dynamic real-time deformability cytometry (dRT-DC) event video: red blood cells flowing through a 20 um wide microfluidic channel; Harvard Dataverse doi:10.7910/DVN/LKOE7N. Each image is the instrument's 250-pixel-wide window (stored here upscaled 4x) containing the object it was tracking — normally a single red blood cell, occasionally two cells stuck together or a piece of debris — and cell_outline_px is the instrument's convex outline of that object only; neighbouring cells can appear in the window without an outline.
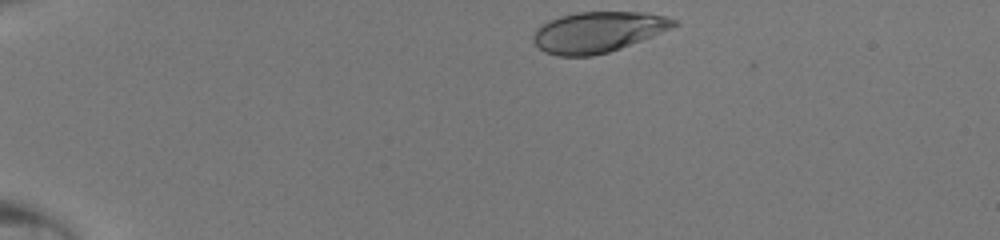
{"species": "human", "species_latin": "Homo sapiens", "temperature_condition": "room temperature", "stored_images_in_passage": 35, "camera_frame_rate_fps": 3000, "um_per_image_px": 0.085, "donor": {"sex": "male"}, "frame": {"image": 1, "passage_image": 1, "time_ms": 0.0, "image_size_px": [1000, 240], "cell_outline_px": [[680, 24], [672, 28], [620, 48], [608, 52], [592, 56], [556, 56], [544, 52], [532, 40], [532, 36], [536, 28], [548, 20], [560, 16], [576, 12], [648, 12], [668, 16], [680, 20]], "centroid_in_image_um": [50.84, 2.71], "position_along_channel_um": 34.2, "area_um2": 33.58}}
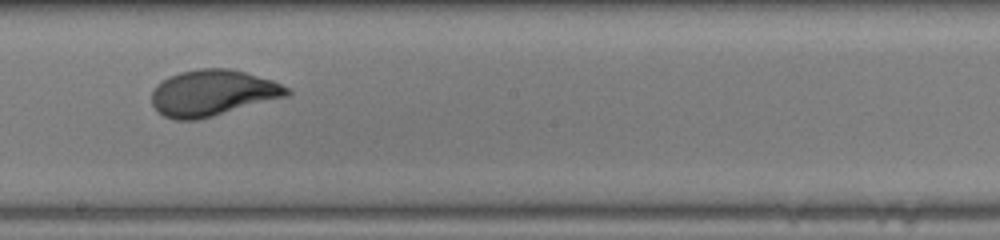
{"frame": {"image": 2, "passage_image": 20, "time_ms": 6.333, "image_size_px": [1000, 240], "cell_outline_px": [[292, 92], [288, 96], [212, 116], [196, 120], [176, 120], [164, 116], [152, 104], [152, 92], [156, 84], [168, 76], [180, 72], [200, 68], [228, 68], [244, 72], [272, 80], [292, 88]], "centroid_in_image_um": [18.09, 7.89], "position_along_channel_um": 230.1, "area_um2": 36.3}}
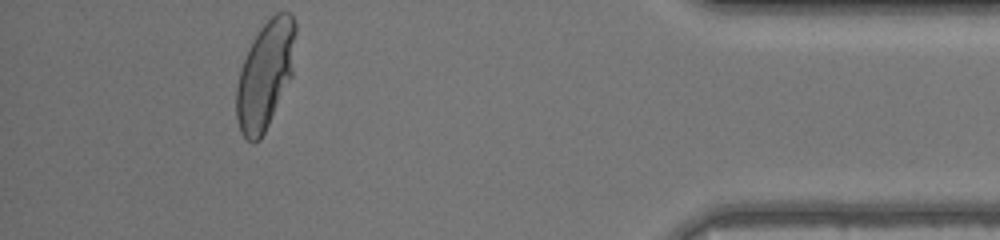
{"frame": {"image": 3, "passage_image": 35, "time_ms": 11.333, "image_size_px": [1000, 240], "cell_outline_px": [[296, 32], [292, 76], [260, 140], [252, 144], [240, 132], [236, 116], [236, 84], [244, 60], [252, 40], [260, 28], [276, 12], [292, 12], [296, 24]], "centroid_in_image_um": [22.55, 6.35], "position_along_channel_um": 412.7, "area_um2": 37.05}}